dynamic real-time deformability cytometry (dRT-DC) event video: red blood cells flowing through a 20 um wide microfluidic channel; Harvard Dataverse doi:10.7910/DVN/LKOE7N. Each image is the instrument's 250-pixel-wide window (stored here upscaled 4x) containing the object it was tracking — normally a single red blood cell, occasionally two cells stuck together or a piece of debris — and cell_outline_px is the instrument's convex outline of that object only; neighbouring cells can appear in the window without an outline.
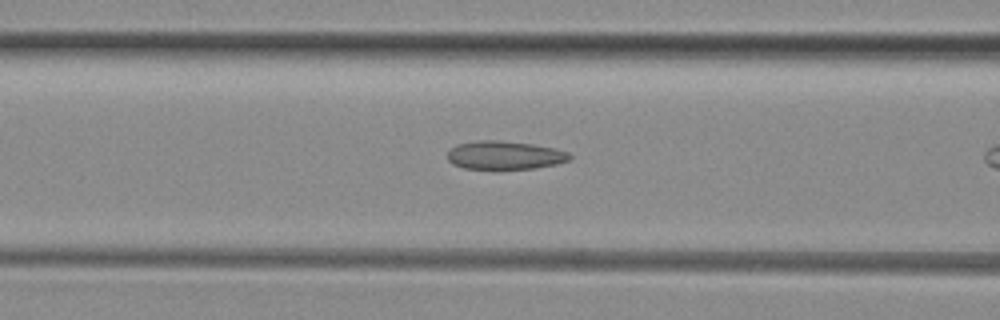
{"species": "common noctule bat (a hibernating species)", "species_latin": "Nyctalus noctula", "temperature_condition": "room temperature", "stored_images_in_passage": 30, "camera_frame_rate_fps": 3000, "um_per_image_px": 0.085, "animal": {"sex": "female", "body_mass_g": 29.2, "forearm_length_mm": 56.3}, "frame": {"image": 1, "passage_image": 10, "time_ms": 3.0, "image_size_px": [1000, 320], "cell_outline_px": [[572, 156], [568, 160], [556, 164], [536, 168], [464, 168], [452, 164], [448, 160], [448, 148], [456, 144], [476, 140], [500, 140], [532, 144], [556, 148], [568, 152]], "centroid_in_image_um": [42.87, 13.17], "position_along_channel_um": 123.7, "area_um2": 20.23}}
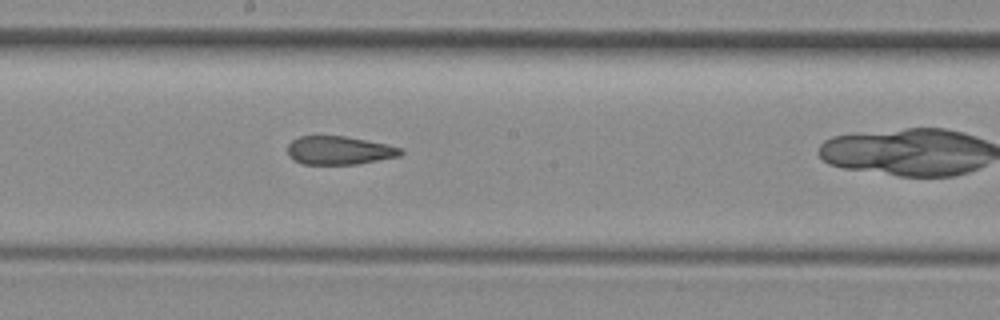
{"frame": {"image": 2, "passage_image": 17, "time_ms": 5.333, "image_size_px": [1000, 320], "cell_outline_px": [[404, 152], [400, 156], [356, 164], [304, 164], [292, 160], [288, 156], [288, 144], [292, 140], [300, 136], [344, 136], [388, 144], [404, 148]], "centroid_in_image_um": [28.84, 12.78], "position_along_channel_um": 219.4, "area_um2": 18.84}}
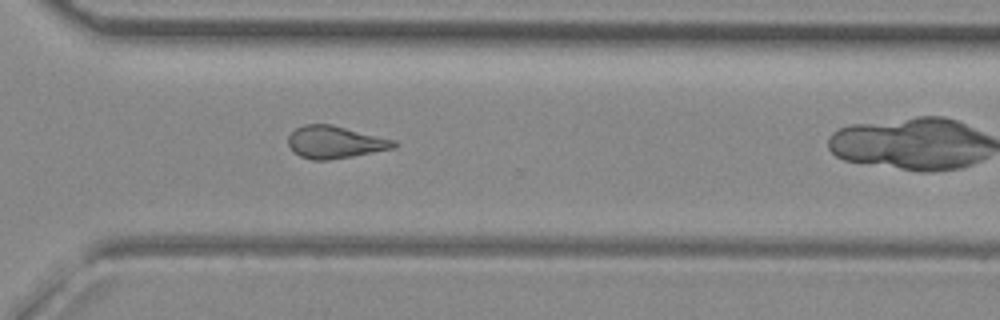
{"frame": {"image": 3, "passage_image": 26, "time_ms": 8.333, "image_size_px": [1000, 320], "cell_outline_px": [[396, 144], [392, 148], [352, 156], [328, 160], [312, 160], [300, 156], [292, 152], [288, 144], [288, 136], [296, 128], [304, 124], [332, 124], [396, 140]], "centroid_in_image_um": [28.43, 12.07], "position_along_channel_um": 342.2, "area_um2": 19.88}}